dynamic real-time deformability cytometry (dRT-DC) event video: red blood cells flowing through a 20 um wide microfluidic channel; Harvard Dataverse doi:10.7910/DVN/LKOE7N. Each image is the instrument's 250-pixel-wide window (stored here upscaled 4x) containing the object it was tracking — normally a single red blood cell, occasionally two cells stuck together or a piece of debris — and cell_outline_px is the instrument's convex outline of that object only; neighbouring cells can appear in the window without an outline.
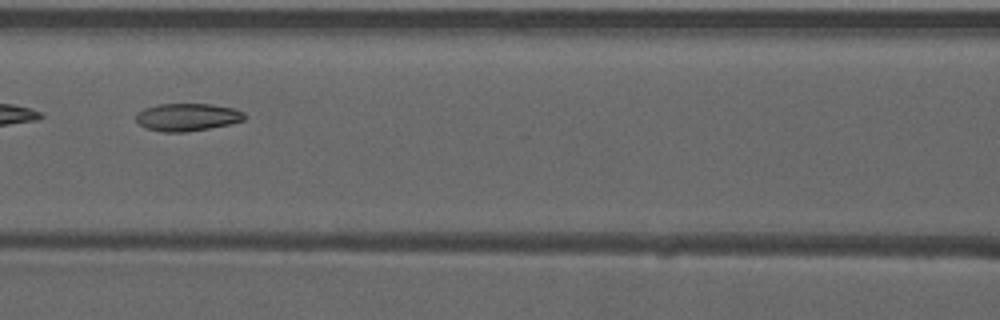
{"species": "common noctule bat (a hibernating species)", "species_latin": "Nyctalus noctula", "temperature_condition": "warm", "stored_images_in_passage": 6, "camera_frame_rate_fps": 3000, "um_per_image_px": 0.085, "animal": {"sex": "male", "forearm_length_mm": 52.5}, "frame": {"image": 1, "passage_image": 6, "time_ms": 1.667, "image_size_px": [1000, 320], "cell_outline_px": [[244, 120], [228, 124], [208, 128], [184, 132], [164, 132], [144, 128], [136, 120], [136, 112], [144, 108], [160, 104], [208, 104], [232, 108], [244, 112]], "centroid_in_image_um": [15.87, 9.95], "position_along_channel_um": 150.7, "area_um2": 17.28}}